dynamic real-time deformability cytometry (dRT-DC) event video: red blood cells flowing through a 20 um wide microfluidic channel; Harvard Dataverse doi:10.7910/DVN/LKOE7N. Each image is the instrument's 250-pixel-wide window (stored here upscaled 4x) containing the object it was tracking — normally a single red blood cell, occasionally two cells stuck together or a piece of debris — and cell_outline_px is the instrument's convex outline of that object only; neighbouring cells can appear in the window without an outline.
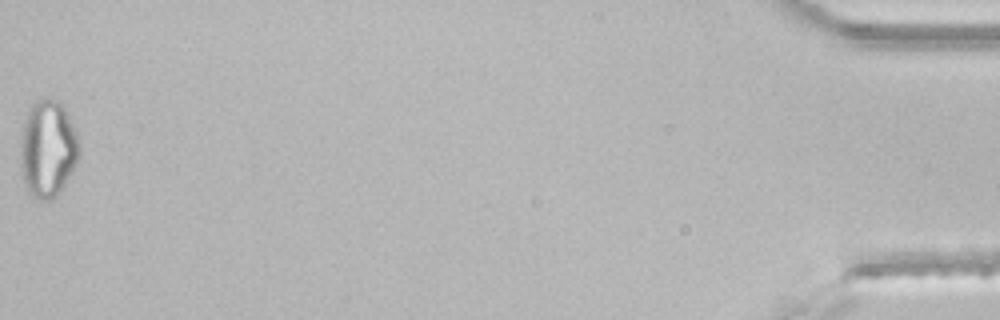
{"species": "common noctule bat (a hibernating species)", "species_latin": "Nyctalus noctula", "temperature_condition": "room temperature", "stored_images_in_passage": 46, "segment_of_instrument_passage": [2, 2], "camera_frame_rate_fps": 3000, "um_per_image_px": 0.085, "animal": {"sex": "male", "body_mass_g": 21.5, "forearm_length_mm": 52.0}, "frame": {"image": 1, "passage_image": 46, "time_ms": 15.0, "image_size_px": [1000, 320], "cell_outline_px": [[80, 156], [76, 164], [60, 192], [56, 196], [48, 200], [40, 200], [32, 196], [28, 192], [24, 184], [20, 168], [20, 144], [24, 120], [28, 108], [40, 96], [44, 96], [60, 100], [64, 104], [76, 132], [80, 144]], "centroid_in_image_um": [4.06, 12.59], "position_along_channel_um": 431.1, "area_um2": 34.16}}